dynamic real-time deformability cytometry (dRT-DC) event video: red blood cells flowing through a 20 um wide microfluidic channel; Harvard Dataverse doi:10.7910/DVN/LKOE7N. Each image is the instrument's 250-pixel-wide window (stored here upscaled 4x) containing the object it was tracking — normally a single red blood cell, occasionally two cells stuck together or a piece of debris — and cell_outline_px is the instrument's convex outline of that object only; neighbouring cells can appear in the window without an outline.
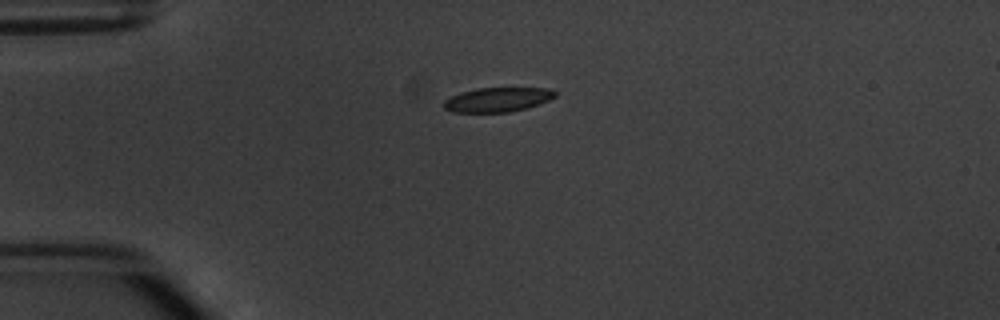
{"species": "common noctule bat (a hibernating species)", "species_latin": "Nyctalus noctula", "temperature_condition": "warm", "stored_images_in_passage": 5, "camera_frame_rate_fps": 3000, "um_per_image_px": 0.085, "animal": {"sex": "male", "body_mass_g": 20.1, "forearm_length_mm": 53.5}, "frame": {"image": 1, "passage_image": 1, "time_ms": 0.0, "image_size_px": [1000, 320], "cell_outline_px": [[556, 96], [540, 104], [508, 112], [452, 112], [444, 108], [444, 100], [460, 92], [476, 88], [548, 88], [556, 92]], "centroid_in_image_um": [42.28, 8.46], "position_along_channel_um": 42.7, "area_um2": 15.72}}
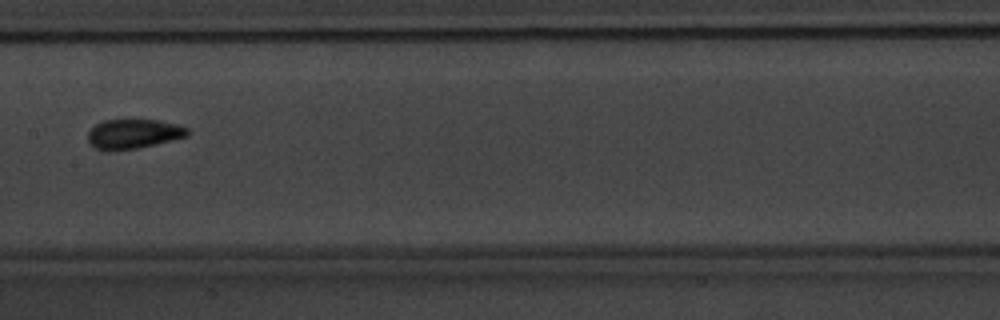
{"frame": {"image": 2, "passage_image": 5, "time_ms": 4.667, "image_size_px": [1000, 320], "cell_outline_px": [[188, 136], [172, 140], [136, 148], [96, 148], [88, 144], [88, 132], [96, 124], [104, 120], [160, 120], [180, 124], [188, 128]], "centroid_in_image_um": [11.39, 11.34], "position_along_channel_um": 196.0, "area_um2": 16.7}}